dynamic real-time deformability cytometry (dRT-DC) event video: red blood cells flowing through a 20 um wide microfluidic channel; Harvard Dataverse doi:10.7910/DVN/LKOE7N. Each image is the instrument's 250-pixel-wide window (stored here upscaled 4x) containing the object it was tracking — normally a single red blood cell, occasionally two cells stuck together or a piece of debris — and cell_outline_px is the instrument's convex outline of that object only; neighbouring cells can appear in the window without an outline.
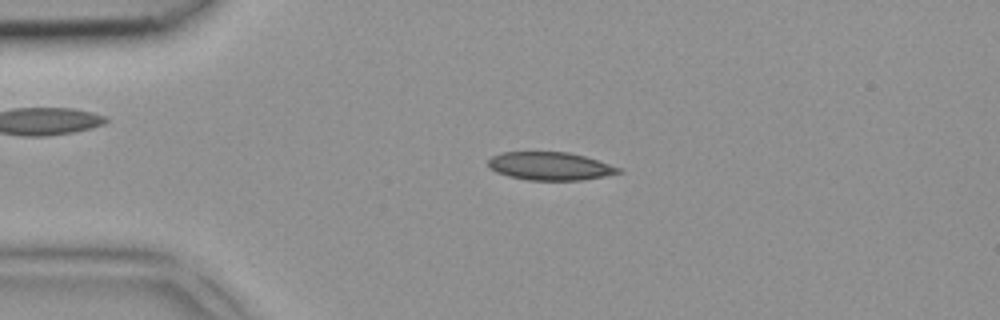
{"species": "common noctule bat (a hibernating species)", "species_latin": "Nyctalus noctula", "temperature_condition": "room temperature", "stored_images_in_passage": 5, "camera_frame_rate_fps": 3000, "um_per_image_px": 0.085, "animal": {"sex": "female", "body_mass_g": 18.4}, "frame": {"image": 1, "passage_image": 3, "time_ms": 0.667, "image_size_px": [1000, 320], "cell_outline_px": [[624, 172], [604, 176], [580, 180], [528, 180], [508, 176], [496, 172], [488, 168], [488, 160], [492, 156], [500, 152], [568, 152], [584, 156], [620, 168]], "centroid_in_image_um": [46.71, 14.12], "position_along_channel_um": 38.3, "area_um2": 21.27}}